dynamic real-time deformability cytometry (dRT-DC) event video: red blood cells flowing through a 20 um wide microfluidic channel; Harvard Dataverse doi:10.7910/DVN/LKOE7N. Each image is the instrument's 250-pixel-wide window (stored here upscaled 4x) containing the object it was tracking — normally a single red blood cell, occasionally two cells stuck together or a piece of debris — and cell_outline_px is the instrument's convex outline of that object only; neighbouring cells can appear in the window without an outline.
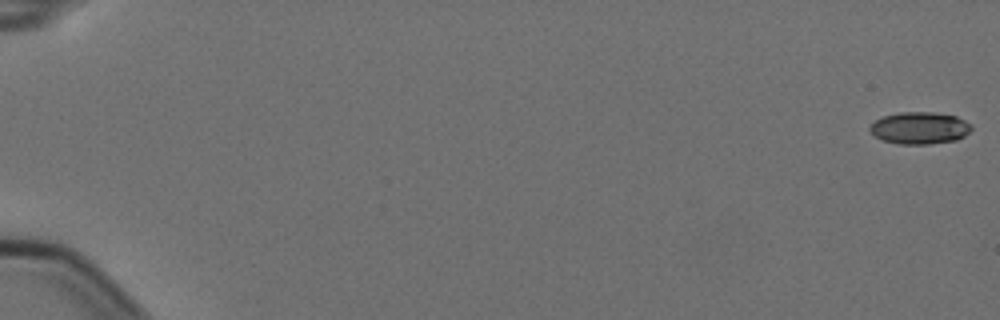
{"species": "Egyptian fruit bat (a non-hibernating species)", "species_latin": "Rousettus aegyptiacus", "temperature_condition": "cold", "stored_images_in_passage": 10, "camera_frame_rate_fps": 3000, "um_per_image_px": 0.085, "animal": {"sex": "female"}, "frame": {"image": 1, "passage_image": 1, "time_ms": 0.0, "image_size_px": [1000, 320], "cell_outline_px": [[972, 128], [964, 136], [956, 140], [928, 144], [900, 144], [884, 140], [876, 136], [868, 128], [876, 120], [884, 116], [900, 112], [932, 112], [956, 116], [972, 124]], "centroid_in_image_um": [78.2, 10.87], "position_along_channel_um": 6.8, "area_um2": 18.79}}
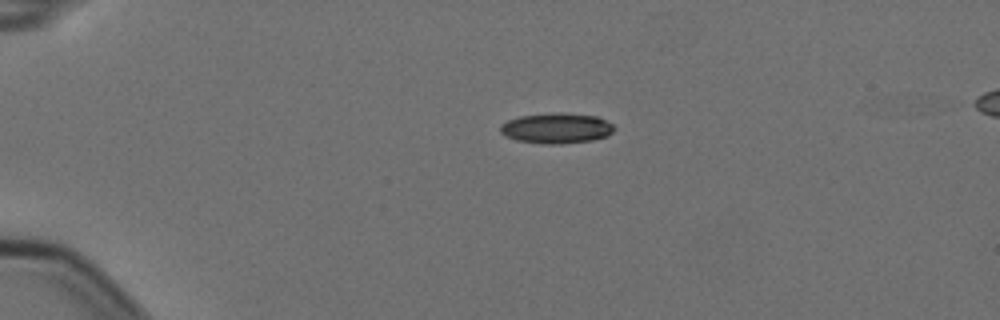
{"frame": {"image": 2, "passage_image": 4, "time_ms": 1.0, "image_size_px": [1000, 320], "cell_outline_px": [[616, 128], [608, 136], [592, 140], [560, 144], [544, 144], [516, 140], [504, 136], [500, 132], [500, 124], [508, 120], [520, 116], [564, 112], [596, 116], [612, 124]], "centroid_in_image_um": [47.29, 10.9], "position_along_channel_um": 37.7, "area_um2": 20.23}}
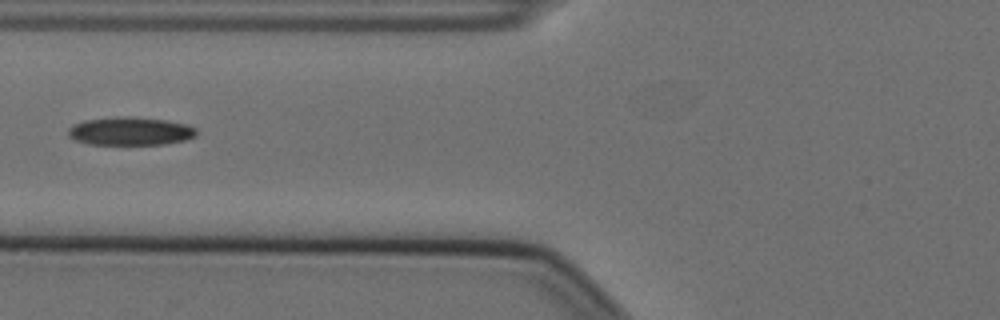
{"frame": {"image": 3, "passage_image": 7, "time_ms": 2.0, "image_size_px": [1000, 320], "cell_outline_px": [[196, 136], [184, 140], [164, 144], [88, 144], [72, 140], [68, 136], [68, 128], [72, 124], [84, 120], [116, 116], [132, 116], [164, 120], [188, 124], [196, 128]], "centroid_in_image_um": [11.03, 11.14], "position_along_channel_um": 114.8, "area_um2": 21.33}}